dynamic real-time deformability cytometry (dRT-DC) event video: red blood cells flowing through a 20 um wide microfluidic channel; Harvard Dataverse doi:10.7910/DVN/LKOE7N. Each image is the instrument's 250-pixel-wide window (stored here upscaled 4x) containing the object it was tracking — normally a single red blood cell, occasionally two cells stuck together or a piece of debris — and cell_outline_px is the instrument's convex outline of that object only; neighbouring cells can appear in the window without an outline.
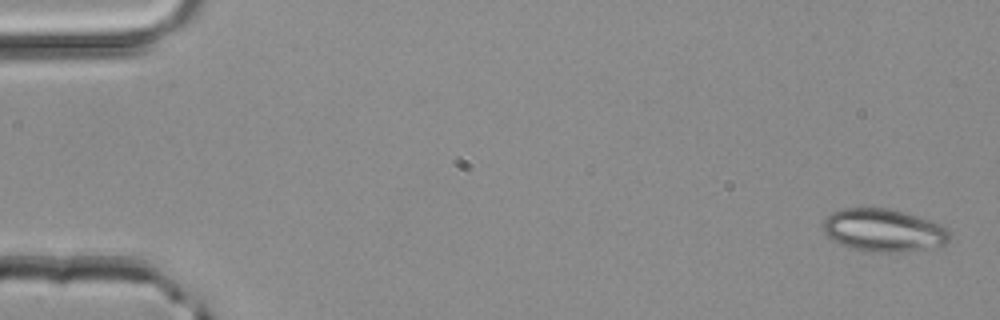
{"species": "common noctule bat (a hibernating species)", "species_latin": "Nyctalus noctula", "temperature_condition": "room temperature", "stored_images_in_passage": 5, "camera_frame_rate_fps": 3000, "um_per_image_px": 0.085, "animal": {"sex": "male", "body_mass_g": 20.4}, "frame": {"image": 1, "passage_image": 1, "time_ms": 0.0, "image_size_px": [1000, 320], "cell_outline_px": [[952, 232], [948, 240], [944, 244], [904, 252], [872, 252], [852, 248], [840, 244], [832, 240], [824, 232], [824, 220], [832, 212], [844, 208], [888, 208], [916, 216], [940, 224], [948, 228]], "centroid_in_image_um": [75.1, 19.57], "position_along_channel_um": 9.9, "area_um2": 31.27}}